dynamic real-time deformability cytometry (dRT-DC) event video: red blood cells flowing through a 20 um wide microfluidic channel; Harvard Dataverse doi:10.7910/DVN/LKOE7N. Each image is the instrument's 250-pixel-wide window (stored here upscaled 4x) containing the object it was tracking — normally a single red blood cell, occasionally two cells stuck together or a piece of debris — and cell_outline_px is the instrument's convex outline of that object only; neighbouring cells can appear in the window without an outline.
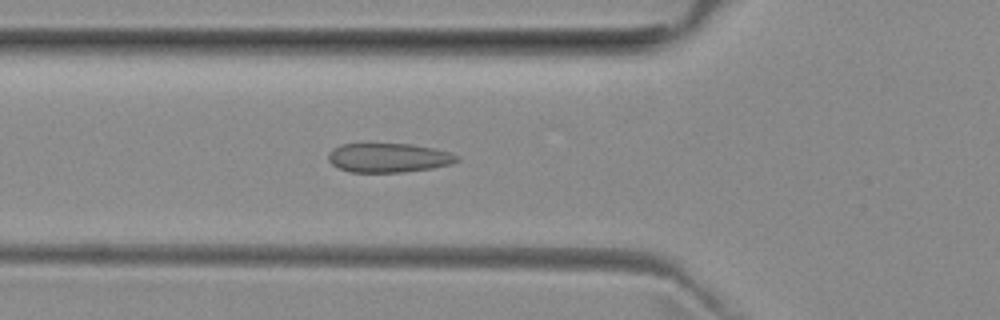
{"species": "common noctule bat (a hibernating species)", "species_latin": "Nyctalus noctula", "temperature_condition": "room temperature", "stored_images_in_passage": 9, "camera_frame_rate_fps": 3000, "um_per_image_px": 0.085, "animal": {"sex": "female", "body_mass_g": 29.2, "forearm_length_mm": 56.3}, "frame": {"image": 1, "passage_image": 4, "time_ms": 1.0, "image_size_px": [1000, 320], "cell_outline_px": [[460, 160], [452, 164], [432, 168], [404, 172], [348, 172], [332, 164], [328, 160], [328, 152], [332, 148], [340, 144], [412, 144], [432, 148], [448, 152], [460, 156]], "centroid_in_image_um": [33.02, 13.41], "position_along_channel_um": 92.8, "area_um2": 21.96}}
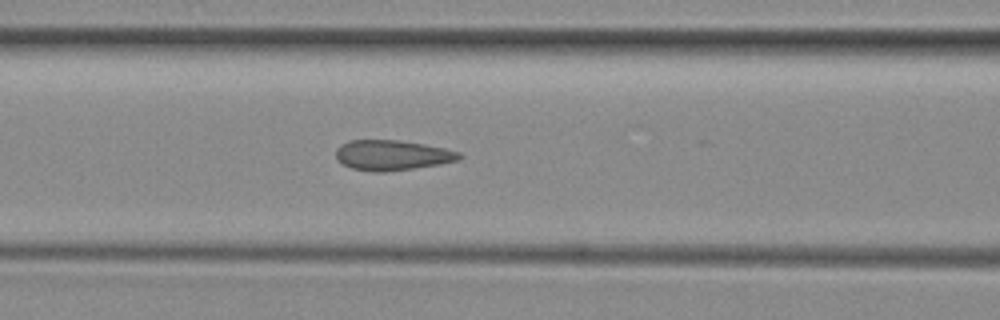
{"frame": {"image": 2, "passage_image": 7, "time_ms": 2.0, "image_size_px": [1000, 320], "cell_outline_px": [[464, 156], [460, 160], [440, 164], [384, 172], [372, 172], [352, 168], [336, 160], [336, 148], [340, 144], [348, 140], [400, 140], [424, 144], [444, 148], [460, 152]], "centroid_in_image_um": [33.33, 13.18], "position_along_channel_um": 133.3, "area_um2": 21.85}}